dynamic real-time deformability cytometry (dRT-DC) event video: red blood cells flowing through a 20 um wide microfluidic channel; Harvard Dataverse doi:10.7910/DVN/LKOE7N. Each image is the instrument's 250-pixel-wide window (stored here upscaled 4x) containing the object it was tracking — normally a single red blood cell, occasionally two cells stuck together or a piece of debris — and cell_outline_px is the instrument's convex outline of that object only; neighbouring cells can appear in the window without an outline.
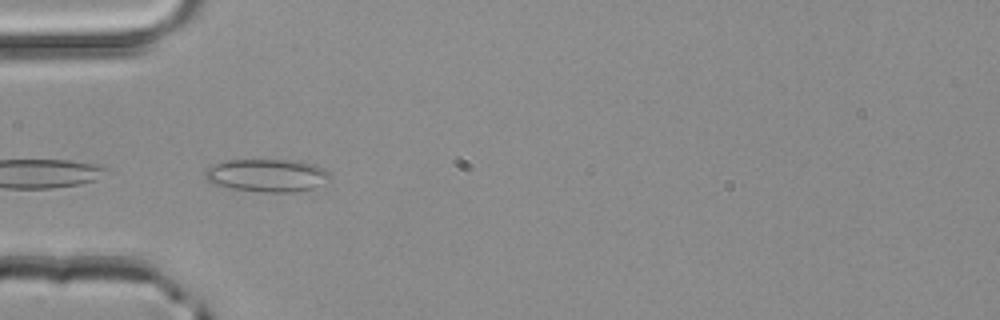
{"species": "common noctule bat (a hibernating species)", "species_latin": "Nyctalus noctula", "temperature_condition": "room temperature", "stored_images_in_passage": 4, "camera_frame_rate_fps": 3000, "um_per_image_px": 0.085, "animal": {"sex": "male", "body_mass_g": 20.4}, "frame": {"image": 1, "passage_image": 4, "time_ms": 1.0, "image_size_px": [1000, 320], "cell_outline_px": [[332, 176], [312, 188], [292, 192], [264, 192], [232, 188], [216, 184], [208, 180], [204, 176], [204, 172], [208, 168], [216, 164], [228, 160], [288, 160], [316, 164], [324, 168]], "centroid_in_image_um": [22.7, 14.9], "position_along_channel_um": 62.3, "area_um2": 23.47}}